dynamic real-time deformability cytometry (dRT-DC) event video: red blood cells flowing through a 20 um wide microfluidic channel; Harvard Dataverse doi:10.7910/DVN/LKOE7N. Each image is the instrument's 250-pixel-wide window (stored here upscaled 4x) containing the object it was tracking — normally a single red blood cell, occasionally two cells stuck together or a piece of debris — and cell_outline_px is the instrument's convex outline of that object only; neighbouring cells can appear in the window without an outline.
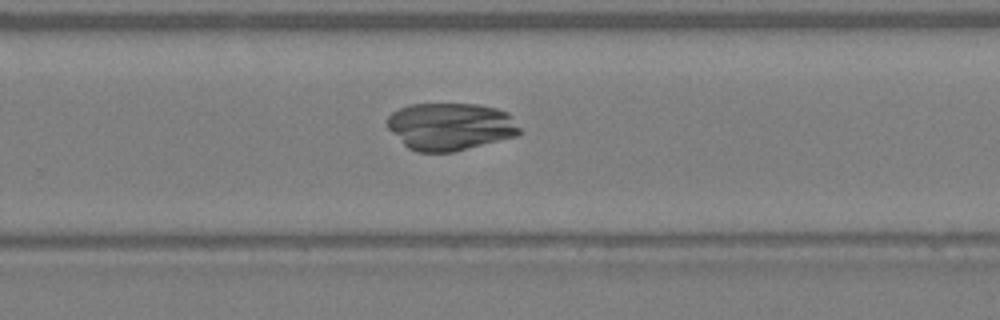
{"species": "Egyptian fruit bat (a non-hibernating species)", "species_latin": "Rousettus aegyptiacus", "temperature_condition": "warm", "stored_images_in_passage": 39, "camera_frame_rate_fps": 3000, "um_per_image_px": 0.085, "animal": {"sex": "female"}, "frame": {"image": 1, "passage_image": 26, "time_ms": 8.333, "image_size_px": [1000, 320], "cell_outline_px": [[524, 132], [516, 136], [452, 152], [416, 152], [408, 148], [388, 128], [388, 116], [392, 112], [400, 108], [412, 104], [476, 104], [496, 108], [508, 112]], "centroid_in_image_um": [38.31, 10.75], "position_along_channel_um": 291.5, "area_um2": 36.59}}
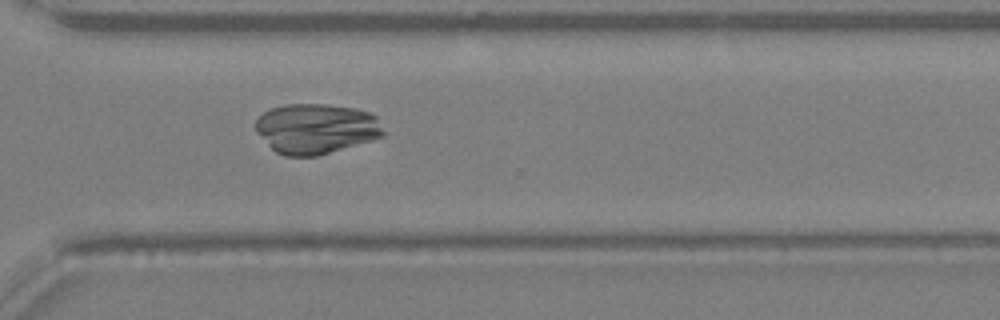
{"frame": {"image": 2, "passage_image": 29, "time_ms": 9.333, "image_size_px": [1000, 320], "cell_outline_px": [[384, 136], [372, 140], [316, 156], [284, 156], [276, 152], [256, 132], [256, 120], [268, 108], [284, 104], [328, 104], [356, 108], [368, 112], [376, 116], [384, 132]], "centroid_in_image_um": [26.86, 10.92], "position_along_channel_um": 343.7, "area_um2": 37.4}}